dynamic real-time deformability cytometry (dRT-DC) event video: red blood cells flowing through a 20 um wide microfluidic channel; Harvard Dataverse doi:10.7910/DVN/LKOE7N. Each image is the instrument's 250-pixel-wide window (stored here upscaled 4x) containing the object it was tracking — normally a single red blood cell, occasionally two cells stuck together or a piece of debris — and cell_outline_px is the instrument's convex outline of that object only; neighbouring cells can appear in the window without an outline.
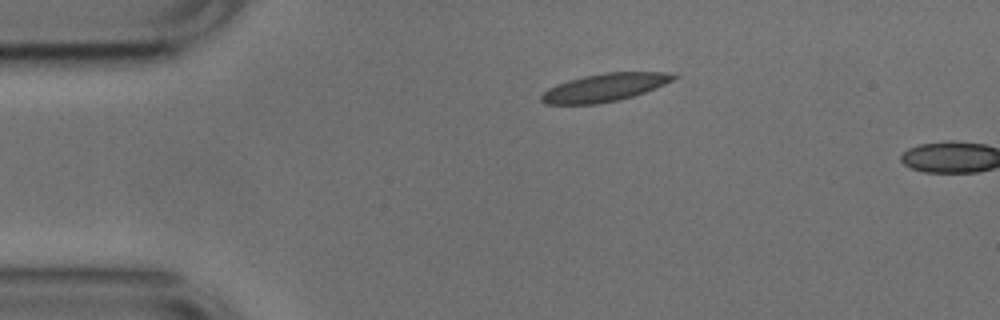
{"species": "common noctule bat (a hibernating species)", "species_latin": "Nyctalus noctula", "temperature_condition": "cold", "stored_images_in_passage": 2, "camera_frame_rate_fps": 3000, "um_per_image_px": 0.085, "animal": {"sex": "male", "body_mass_g": 17.9, "forearm_length_mm": 54.2}, "frame": {"image": 1, "passage_image": 1, "time_ms": 0.0, "image_size_px": [1000, 320], "cell_outline_px": [[680, 76], [656, 88], [620, 100], [596, 104], [544, 104], [540, 100], [540, 96], [548, 88], [556, 84], [568, 80], [584, 76], [604, 72], [676, 72]], "centroid_in_image_um": [51.41, 7.43], "position_along_channel_um": 33.6, "area_um2": 21.68}}